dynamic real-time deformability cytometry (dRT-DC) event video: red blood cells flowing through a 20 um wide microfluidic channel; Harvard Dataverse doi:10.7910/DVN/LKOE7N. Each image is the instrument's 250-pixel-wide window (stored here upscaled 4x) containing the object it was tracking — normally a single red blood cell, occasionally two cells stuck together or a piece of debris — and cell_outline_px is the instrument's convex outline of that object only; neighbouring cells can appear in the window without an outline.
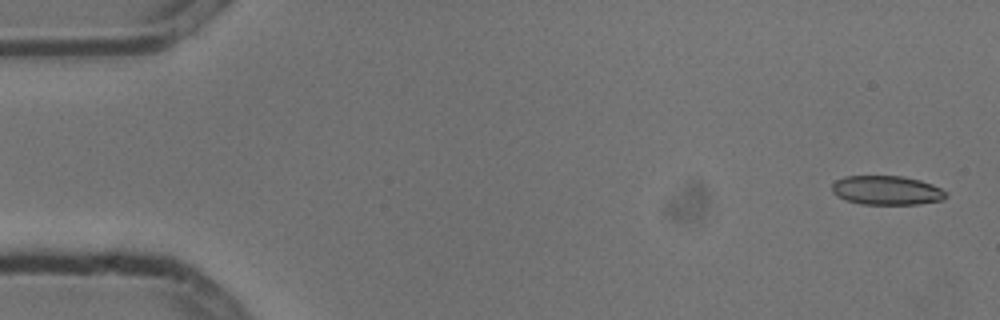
{"species": "common noctule bat (a hibernating species)", "species_latin": "Nyctalus noctula", "temperature_condition": "cold", "stored_images_in_passage": 4, "camera_frame_rate_fps": 3000, "um_per_image_px": 0.085, "animal": {"sex": "male", "body_mass_g": 13.3}, "frame": {"image": 1, "passage_image": 1, "time_ms": 0.0, "image_size_px": [1000, 320], "cell_outline_px": [[948, 196], [944, 200], [920, 204], [860, 204], [836, 196], [832, 192], [832, 184], [836, 180], [844, 176], [904, 176], [920, 180], [932, 184], [948, 192]], "centroid_in_image_um": [75.4, 16.18], "position_along_channel_um": 9.6, "area_um2": 19.54}}